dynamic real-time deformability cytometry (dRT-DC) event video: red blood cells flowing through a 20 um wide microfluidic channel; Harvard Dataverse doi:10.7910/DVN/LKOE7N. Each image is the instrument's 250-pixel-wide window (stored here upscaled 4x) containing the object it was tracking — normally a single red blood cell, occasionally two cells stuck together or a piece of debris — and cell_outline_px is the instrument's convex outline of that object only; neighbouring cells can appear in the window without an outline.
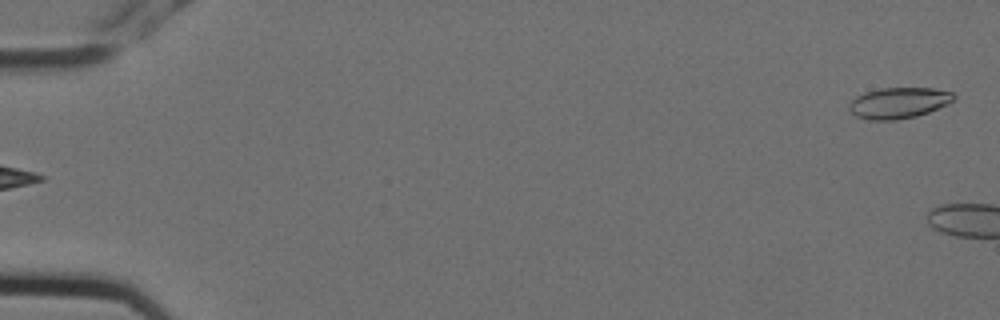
{"species": "Egyptian fruit bat (a non-hibernating species)", "species_latin": "Rousettus aegyptiacus", "temperature_condition": "cold", "stored_images_in_passage": 5, "segment_of_instrument_passage": [2, 2], "camera_frame_rate_fps": 3000, "um_per_image_px": 0.085, "animal": {"sex": "female"}, "frame": {"image": 1, "passage_image": 5, "time_ms": 1.333, "image_size_px": [1000, 320], "cell_outline_px": [[956, 96], [948, 104], [928, 112], [916, 116], [896, 120], [868, 120], [856, 116], [848, 108], [848, 104], [856, 96], [864, 92], [880, 88], [932, 88], [952, 92]], "centroid_in_image_um": [76.36, 8.74], "position_along_channel_um": 8.6, "area_um2": 18.9}}